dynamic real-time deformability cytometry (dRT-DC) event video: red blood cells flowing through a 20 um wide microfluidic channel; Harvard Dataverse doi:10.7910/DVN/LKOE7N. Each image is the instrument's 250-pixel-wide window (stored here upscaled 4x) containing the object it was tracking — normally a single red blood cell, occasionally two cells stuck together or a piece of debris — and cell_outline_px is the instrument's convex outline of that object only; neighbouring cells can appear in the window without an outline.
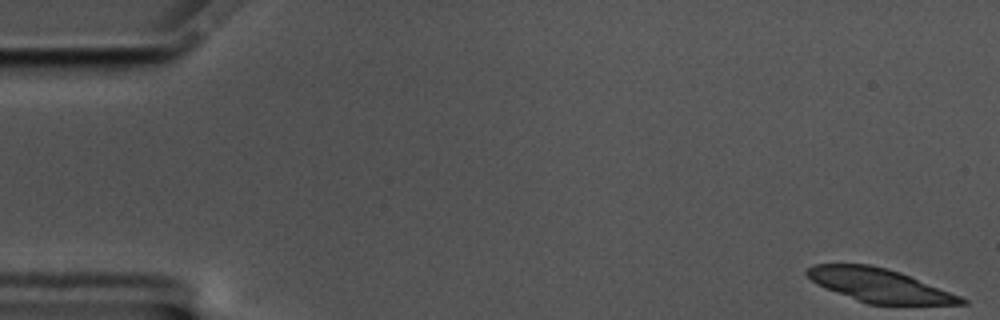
{"species": "common noctule bat (a hibernating species)", "species_latin": "Nyctalus noctula", "temperature_condition": "cold", "stored_images_in_passage": 16, "camera_frame_rate_fps": 3000, "um_per_image_px": 0.085, "animal": {"sex": "male", "body_mass_g": 17.5, "forearm_length_mm": 52.3}, "frame": {"image": 1, "passage_image": 1, "time_ms": 0.0, "image_size_px": [1000, 320], "cell_outline_px": [[968, 304], [868, 304], [836, 292], [816, 284], [804, 272], [812, 264], [868, 264], [900, 272], [960, 296], [968, 300]], "centroid_in_image_um": [74.72, 24.25], "position_along_channel_um": 10.3, "area_um2": 29.65}}